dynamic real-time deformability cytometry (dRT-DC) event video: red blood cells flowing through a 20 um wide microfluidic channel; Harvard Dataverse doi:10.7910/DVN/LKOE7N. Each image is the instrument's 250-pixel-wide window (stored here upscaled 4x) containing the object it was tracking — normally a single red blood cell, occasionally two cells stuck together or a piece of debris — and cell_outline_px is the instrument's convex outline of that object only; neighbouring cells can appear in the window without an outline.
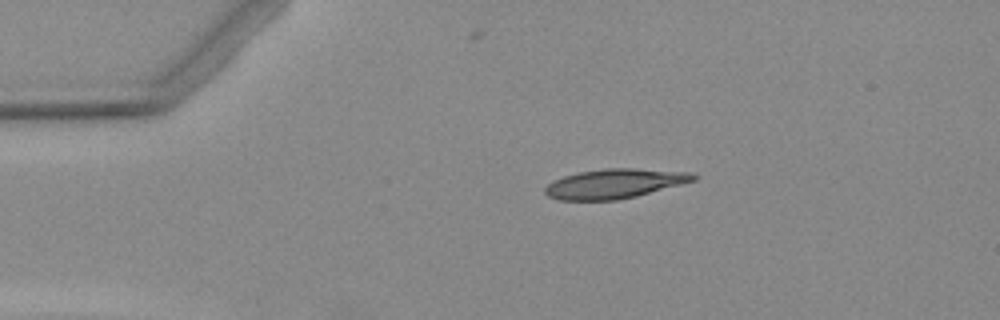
{"species": "Egyptian fruit bat (a non-hibernating species)", "species_latin": "Rousettus aegyptiacus", "temperature_condition": "warm", "stored_images_in_passage": 3, "camera_frame_rate_fps": 3000, "um_per_image_px": 0.085, "animal": {"sex": "female"}, "frame": {"image": 1, "passage_image": 1, "time_ms": 0.0, "image_size_px": [1000, 320], "cell_outline_px": [[696, 180], [636, 196], [616, 200], [560, 200], [548, 196], [544, 192], [544, 188], [548, 184], [564, 176], [580, 172], [604, 168], [632, 168], [688, 172], [696, 176]], "centroid_in_image_um": [52.22, 15.61], "position_along_channel_um": 32.8, "area_um2": 25.2}}